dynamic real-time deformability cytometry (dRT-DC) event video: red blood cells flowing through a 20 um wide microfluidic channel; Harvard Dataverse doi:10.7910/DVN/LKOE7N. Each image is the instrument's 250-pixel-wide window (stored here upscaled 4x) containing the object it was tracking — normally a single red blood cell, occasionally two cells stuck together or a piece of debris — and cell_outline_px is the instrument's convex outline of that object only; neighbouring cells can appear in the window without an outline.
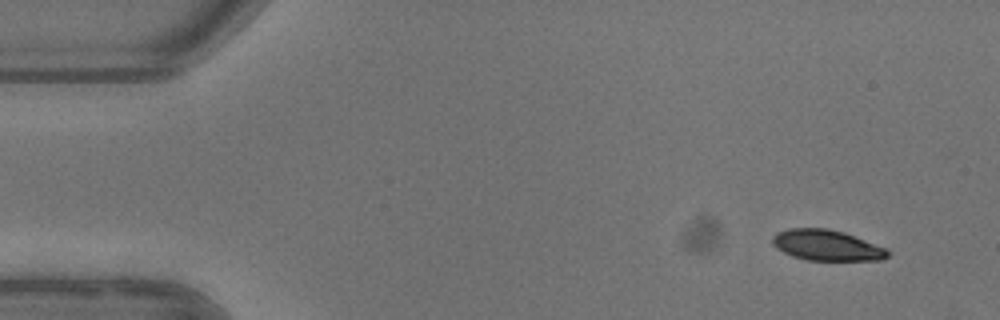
{"species": "common noctule bat (a hibernating species)", "species_latin": "Nyctalus noctula", "temperature_condition": "warm", "stored_images_in_passage": 5, "camera_frame_rate_fps": 3000, "um_per_image_px": 0.085, "animal": {"sex": "female"}, "frame": {"image": 1, "passage_image": 1, "time_ms": 0.0, "image_size_px": [1000, 320], "cell_outline_px": [[892, 252], [888, 256], [880, 260], [808, 260], [792, 256], [776, 248], [772, 244], [772, 236], [776, 232], [788, 228], [828, 228], [844, 232], [888, 248]], "centroid_in_image_um": [70.28, 20.84], "position_along_channel_um": 14.7, "area_um2": 20.87}}
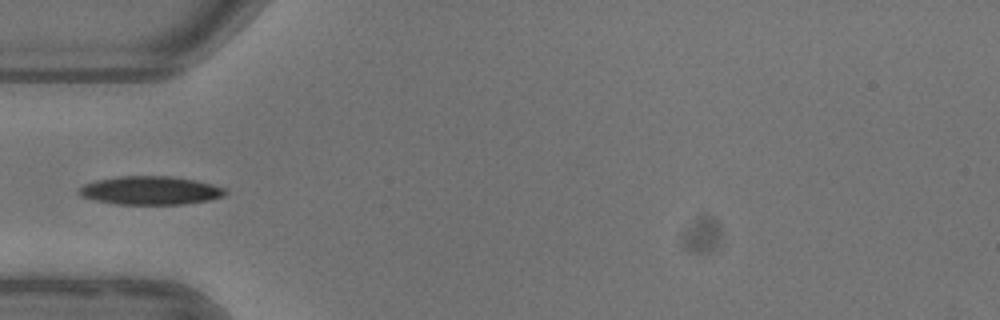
{"frame": {"image": 2, "passage_image": 4, "time_ms": 4.333, "image_size_px": [1000, 320], "cell_outline_px": [[228, 192], [224, 196], [212, 200], [184, 204], [116, 204], [96, 200], [80, 196], [76, 192], [76, 188], [84, 184], [96, 180], [120, 176], [172, 176], [196, 180], [228, 188]], "centroid_in_image_um": [12.81, 16.19], "position_along_channel_um": 72.2, "area_um2": 24.62}}
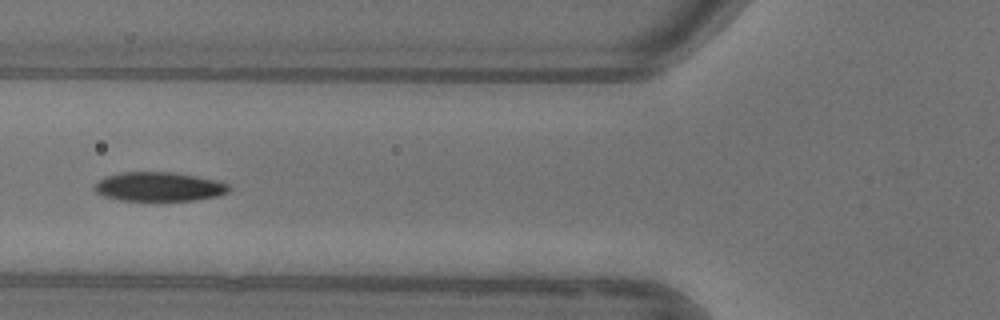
{"frame": {"image": 3, "passage_image": 5, "time_ms": 5.333, "image_size_px": [1000, 320], "cell_outline_px": [[232, 188], [228, 192], [220, 196], [196, 200], [120, 200], [104, 196], [96, 192], [92, 188], [100, 180], [108, 176], [124, 172], [172, 172], [196, 176], [216, 180], [228, 184]], "centroid_in_image_um": [13.56, 15.87], "position_along_channel_um": 112.2, "area_um2": 22.72}}